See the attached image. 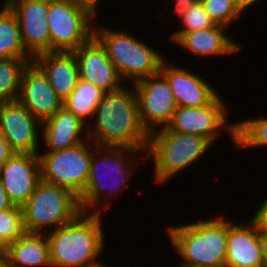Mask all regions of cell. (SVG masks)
<instances>
[{
  "instance_id": "obj_1",
  "label": "cell",
  "mask_w": 267,
  "mask_h": 267,
  "mask_svg": "<svg viewBox=\"0 0 267 267\" xmlns=\"http://www.w3.org/2000/svg\"><path fill=\"white\" fill-rule=\"evenodd\" d=\"M129 89V90H128ZM87 124L88 138L97 146L129 147L147 152L150 134L143 127L134 88L105 92Z\"/></svg>"
},
{
  "instance_id": "obj_2",
  "label": "cell",
  "mask_w": 267,
  "mask_h": 267,
  "mask_svg": "<svg viewBox=\"0 0 267 267\" xmlns=\"http://www.w3.org/2000/svg\"><path fill=\"white\" fill-rule=\"evenodd\" d=\"M103 213L81 212L73 221L47 232L51 267H106L98 257L104 247Z\"/></svg>"
},
{
  "instance_id": "obj_3",
  "label": "cell",
  "mask_w": 267,
  "mask_h": 267,
  "mask_svg": "<svg viewBox=\"0 0 267 267\" xmlns=\"http://www.w3.org/2000/svg\"><path fill=\"white\" fill-rule=\"evenodd\" d=\"M92 148H94L95 153H93L90 161L89 177L84 191L78 199L82 212L101 213V205L99 204H101L102 199L104 200L103 203H105V201L108 202L109 199L111 201L114 195H118L119 190L125 189L127 183H129L128 179L132 176L135 167V155L142 153L144 156L141 160L145 162L146 152L129 147H104L95 144ZM101 154H103L102 157H99ZM125 156L129 157L127 158V160L129 159L128 161ZM105 176H110L111 178H107V180L104 181V179H106ZM105 182H107V185ZM107 191H109V194L106 196L104 194H106ZM96 207L100 209L98 210Z\"/></svg>"
},
{
  "instance_id": "obj_4",
  "label": "cell",
  "mask_w": 267,
  "mask_h": 267,
  "mask_svg": "<svg viewBox=\"0 0 267 267\" xmlns=\"http://www.w3.org/2000/svg\"><path fill=\"white\" fill-rule=\"evenodd\" d=\"M170 242L181 266L224 267L228 238V220L211 216L205 221L168 227Z\"/></svg>"
},
{
  "instance_id": "obj_5",
  "label": "cell",
  "mask_w": 267,
  "mask_h": 267,
  "mask_svg": "<svg viewBox=\"0 0 267 267\" xmlns=\"http://www.w3.org/2000/svg\"><path fill=\"white\" fill-rule=\"evenodd\" d=\"M157 130L150 133L146 160H153L154 182L159 184L167 182L199 161L212 146L205 137L181 133L167 127Z\"/></svg>"
},
{
  "instance_id": "obj_6",
  "label": "cell",
  "mask_w": 267,
  "mask_h": 267,
  "mask_svg": "<svg viewBox=\"0 0 267 267\" xmlns=\"http://www.w3.org/2000/svg\"><path fill=\"white\" fill-rule=\"evenodd\" d=\"M94 37L105 48L123 81L126 79L136 83L159 73L166 59L156 49L125 31H115L105 26L94 27Z\"/></svg>"
},
{
  "instance_id": "obj_7",
  "label": "cell",
  "mask_w": 267,
  "mask_h": 267,
  "mask_svg": "<svg viewBox=\"0 0 267 267\" xmlns=\"http://www.w3.org/2000/svg\"><path fill=\"white\" fill-rule=\"evenodd\" d=\"M21 207L24 228L29 233L55 230L73 221L82 212L78 196L71 190L43 181L37 184Z\"/></svg>"
},
{
  "instance_id": "obj_8",
  "label": "cell",
  "mask_w": 267,
  "mask_h": 267,
  "mask_svg": "<svg viewBox=\"0 0 267 267\" xmlns=\"http://www.w3.org/2000/svg\"><path fill=\"white\" fill-rule=\"evenodd\" d=\"M91 146L94 143L88 139L61 151L39 152L41 181L67 188L79 197L89 177Z\"/></svg>"
},
{
  "instance_id": "obj_9",
  "label": "cell",
  "mask_w": 267,
  "mask_h": 267,
  "mask_svg": "<svg viewBox=\"0 0 267 267\" xmlns=\"http://www.w3.org/2000/svg\"><path fill=\"white\" fill-rule=\"evenodd\" d=\"M72 0H49L47 23L50 51L73 52L94 36V21Z\"/></svg>"
},
{
  "instance_id": "obj_10",
  "label": "cell",
  "mask_w": 267,
  "mask_h": 267,
  "mask_svg": "<svg viewBox=\"0 0 267 267\" xmlns=\"http://www.w3.org/2000/svg\"><path fill=\"white\" fill-rule=\"evenodd\" d=\"M227 112L229 111L226 103L220 95L211 104L203 107L177 106L167 128L205 137L212 144L215 143L221 131L226 130L235 144L236 122L232 124L227 122Z\"/></svg>"
},
{
  "instance_id": "obj_11",
  "label": "cell",
  "mask_w": 267,
  "mask_h": 267,
  "mask_svg": "<svg viewBox=\"0 0 267 267\" xmlns=\"http://www.w3.org/2000/svg\"><path fill=\"white\" fill-rule=\"evenodd\" d=\"M132 84L137 96L140 120L147 132L150 134L157 127H167L177 103L165 76L159 72Z\"/></svg>"
},
{
  "instance_id": "obj_12",
  "label": "cell",
  "mask_w": 267,
  "mask_h": 267,
  "mask_svg": "<svg viewBox=\"0 0 267 267\" xmlns=\"http://www.w3.org/2000/svg\"><path fill=\"white\" fill-rule=\"evenodd\" d=\"M42 123L18 100L0 103V131L15 153L38 154Z\"/></svg>"
},
{
  "instance_id": "obj_13",
  "label": "cell",
  "mask_w": 267,
  "mask_h": 267,
  "mask_svg": "<svg viewBox=\"0 0 267 267\" xmlns=\"http://www.w3.org/2000/svg\"><path fill=\"white\" fill-rule=\"evenodd\" d=\"M3 6H9L16 14L23 45L33 57L50 52L49 0H6Z\"/></svg>"
},
{
  "instance_id": "obj_14",
  "label": "cell",
  "mask_w": 267,
  "mask_h": 267,
  "mask_svg": "<svg viewBox=\"0 0 267 267\" xmlns=\"http://www.w3.org/2000/svg\"><path fill=\"white\" fill-rule=\"evenodd\" d=\"M41 123L63 106L44 72L32 61L23 70L17 99Z\"/></svg>"
},
{
  "instance_id": "obj_15",
  "label": "cell",
  "mask_w": 267,
  "mask_h": 267,
  "mask_svg": "<svg viewBox=\"0 0 267 267\" xmlns=\"http://www.w3.org/2000/svg\"><path fill=\"white\" fill-rule=\"evenodd\" d=\"M0 177L13 205L22 206L41 181L38 154L15 153L0 167Z\"/></svg>"
},
{
  "instance_id": "obj_16",
  "label": "cell",
  "mask_w": 267,
  "mask_h": 267,
  "mask_svg": "<svg viewBox=\"0 0 267 267\" xmlns=\"http://www.w3.org/2000/svg\"><path fill=\"white\" fill-rule=\"evenodd\" d=\"M73 52L78 61L80 79L96 85L104 92H113L125 86L121 84L123 80L105 48L94 36Z\"/></svg>"
},
{
  "instance_id": "obj_17",
  "label": "cell",
  "mask_w": 267,
  "mask_h": 267,
  "mask_svg": "<svg viewBox=\"0 0 267 267\" xmlns=\"http://www.w3.org/2000/svg\"><path fill=\"white\" fill-rule=\"evenodd\" d=\"M166 62H162L160 72L169 82L177 106L203 107L211 104L219 96L212 84L199 77V74Z\"/></svg>"
},
{
  "instance_id": "obj_18",
  "label": "cell",
  "mask_w": 267,
  "mask_h": 267,
  "mask_svg": "<svg viewBox=\"0 0 267 267\" xmlns=\"http://www.w3.org/2000/svg\"><path fill=\"white\" fill-rule=\"evenodd\" d=\"M249 222L237 225L228 221L224 267H264L260 234Z\"/></svg>"
},
{
  "instance_id": "obj_19",
  "label": "cell",
  "mask_w": 267,
  "mask_h": 267,
  "mask_svg": "<svg viewBox=\"0 0 267 267\" xmlns=\"http://www.w3.org/2000/svg\"><path fill=\"white\" fill-rule=\"evenodd\" d=\"M32 61L44 72L50 85L62 100L75 89L80 75L74 52H43L34 56Z\"/></svg>"
},
{
  "instance_id": "obj_20",
  "label": "cell",
  "mask_w": 267,
  "mask_h": 267,
  "mask_svg": "<svg viewBox=\"0 0 267 267\" xmlns=\"http://www.w3.org/2000/svg\"><path fill=\"white\" fill-rule=\"evenodd\" d=\"M41 130L46 152L61 151L88 140L87 124L62 106L46 121L42 122ZM86 130V132H85ZM87 138H81L82 133Z\"/></svg>"
},
{
  "instance_id": "obj_21",
  "label": "cell",
  "mask_w": 267,
  "mask_h": 267,
  "mask_svg": "<svg viewBox=\"0 0 267 267\" xmlns=\"http://www.w3.org/2000/svg\"><path fill=\"white\" fill-rule=\"evenodd\" d=\"M228 27L215 24L210 28L183 33L174 43L188 50L195 56H231L240 49L238 42L228 38Z\"/></svg>"
},
{
  "instance_id": "obj_22",
  "label": "cell",
  "mask_w": 267,
  "mask_h": 267,
  "mask_svg": "<svg viewBox=\"0 0 267 267\" xmlns=\"http://www.w3.org/2000/svg\"><path fill=\"white\" fill-rule=\"evenodd\" d=\"M6 254L13 267H51L46 233L25 232L7 246Z\"/></svg>"
},
{
  "instance_id": "obj_23",
  "label": "cell",
  "mask_w": 267,
  "mask_h": 267,
  "mask_svg": "<svg viewBox=\"0 0 267 267\" xmlns=\"http://www.w3.org/2000/svg\"><path fill=\"white\" fill-rule=\"evenodd\" d=\"M0 9V59L33 58L25 49L16 14L9 6Z\"/></svg>"
},
{
  "instance_id": "obj_24",
  "label": "cell",
  "mask_w": 267,
  "mask_h": 267,
  "mask_svg": "<svg viewBox=\"0 0 267 267\" xmlns=\"http://www.w3.org/2000/svg\"><path fill=\"white\" fill-rule=\"evenodd\" d=\"M104 94L96 85L79 79L75 89L63 100V106L88 124L89 117L93 120L96 107Z\"/></svg>"
},
{
  "instance_id": "obj_25",
  "label": "cell",
  "mask_w": 267,
  "mask_h": 267,
  "mask_svg": "<svg viewBox=\"0 0 267 267\" xmlns=\"http://www.w3.org/2000/svg\"><path fill=\"white\" fill-rule=\"evenodd\" d=\"M33 58L0 59V103L18 99L23 70Z\"/></svg>"
},
{
  "instance_id": "obj_26",
  "label": "cell",
  "mask_w": 267,
  "mask_h": 267,
  "mask_svg": "<svg viewBox=\"0 0 267 267\" xmlns=\"http://www.w3.org/2000/svg\"><path fill=\"white\" fill-rule=\"evenodd\" d=\"M235 127V146L237 148H256L267 146V118L238 121Z\"/></svg>"
},
{
  "instance_id": "obj_27",
  "label": "cell",
  "mask_w": 267,
  "mask_h": 267,
  "mask_svg": "<svg viewBox=\"0 0 267 267\" xmlns=\"http://www.w3.org/2000/svg\"><path fill=\"white\" fill-rule=\"evenodd\" d=\"M175 13L179 15L183 27L182 29L180 28L179 30L174 31L173 34L170 35V39L173 42H175L183 33L210 28L215 25L214 21L205 11L201 1L186 6Z\"/></svg>"
},
{
  "instance_id": "obj_28",
  "label": "cell",
  "mask_w": 267,
  "mask_h": 267,
  "mask_svg": "<svg viewBox=\"0 0 267 267\" xmlns=\"http://www.w3.org/2000/svg\"><path fill=\"white\" fill-rule=\"evenodd\" d=\"M22 207L13 205L0 212V239L8 246L25 233Z\"/></svg>"
},
{
  "instance_id": "obj_29",
  "label": "cell",
  "mask_w": 267,
  "mask_h": 267,
  "mask_svg": "<svg viewBox=\"0 0 267 267\" xmlns=\"http://www.w3.org/2000/svg\"><path fill=\"white\" fill-rule=\"evenodd\" d=\"M205 11L215 24L229 26L235 19L242 15L241 9L235 0H200Z\"/></svg>"
},
{
  "instance_id": "obj_30",
  "label": "cell",
  "mask_w": 267,
  "mask_h": 267,
  "mask_svg": "<svg viewBox=\"0 0 267 267\" xmlns=\"http://www.w3.org/2000/svg\"><path fill=\"white\" fill-rule=\"evenodd\" d=\"M250 221L255 225L259 234H267V199L262 202Z\"/></svg>"
},
{
  "instance_id": "obj_31",
  "label": "cell",
  "mask_w": 267,
  "mask_h": 267,
  "mask_svg": "<svg viewBox=\"0 0 267 267\" xmlns=\"http://www.w3.org/2000/svg\"><path fill=\"white\" fill-rule=\"evenodd\" d=\"M14 154L15 152L10 148L8 141L0 131V167Z\"/></svg>"
},
{
  "instance_id": "obj_32",
  "label": "cell",
  "mask_w": 267,
  "mask_h": 267,
  "mask_svg": "<svg viewBox=\"0 0 267 267\" xmlns=\"http://www.w3.org/2000/svg\"><path fill=\"white\" fill-rule=\"evenodd\" d=\"M72 2L88 12L93 18L98 14L96 8L99 0H72Z\"/></svg>"
},
{
  "instance_id": "obj_33",
  "label": "cell",
  "mask_w": 267,
  "mask_h": 267,
  "mask_svg": "<svg viewBox=\"0 0 267 267\" xmlns=\"http://www.w3.org/2000/svg\"><path fill=\"white\" fill-rule=\"evenodd\" d=\"M13 203L10 201L6 190L3 187L2 179L0 177V212L11 208Z\"/></svg>"
},
{
  "instance_id": "obj_34",
  "label": "cell",
  "mask_w": 267,
  "mask_h": 267,
  "mask_svg": "<svg viewBox=\"0 0 267 267\" xmlns=\"http://www.w3.org/2000/svg\"><path fill=\"white\" fill-rule=\"evenodd\" d=\"M260 242L264 267H267V234H260Z\"/></svg>"
},
{
  "instance_id": "obj_35",
  "label": "cell",
  "mask_w": 267,
  "mask_h": 267,
  "mask_svg": "<svg viewBox=\"0 0 267 267\" xmlns=\"http://www.w3.org/2000/svg\"><path fill=\"white\" fill-rule=\"evenodd\" d=\"M198 1L200 0H175L176 3L173 12H177L178 10H181L182 8H185L186 6H189Z\"/></svg>"
},
{
  "instance_id": "obj_36",
  "label": "cell",
  "mask_w": 267,
  "mask_h": 267,
  "mask_svg": "<svg viewBox=\"0 0 267 267\" xmlns=\"http://www.w3.org/2000/svg\"><path fill=\"white\" fill-rule=\"evenodd\" d=\"M238 7L241 9L242 12H245L248 7L252 4L258 2L259 0H235Z\"/></svg>"
},
{
  "instance_id": "obj_37",
  "label": "cell",
  "mask_w": 267,
  "mask_h": 267,
  "mask_svg": "<svg viewBox=\"0 0 267 267\" xmlns=\"http://www.w3.org/2000/svg\"><path fill=\"white\" fill-rule=\"evenodd\" d=\"M0 267H13L6 253L0 255Z\"/></svg>"
},
{
  "instance_id": "obj_38",
  "label": "cell",
  "mask_w": 267,
  "mask_h": 267,
  "mask_svg": "<svg viewBox=\"0 0 267 267\" xmlns=\"http://www.w3.org/2000/svg\"><path fill=\"white\" fill-rule=\"evenodd\" d=\"M7 252V246L0 239V255H3Z\"/></svg>"
}]
</instances>
